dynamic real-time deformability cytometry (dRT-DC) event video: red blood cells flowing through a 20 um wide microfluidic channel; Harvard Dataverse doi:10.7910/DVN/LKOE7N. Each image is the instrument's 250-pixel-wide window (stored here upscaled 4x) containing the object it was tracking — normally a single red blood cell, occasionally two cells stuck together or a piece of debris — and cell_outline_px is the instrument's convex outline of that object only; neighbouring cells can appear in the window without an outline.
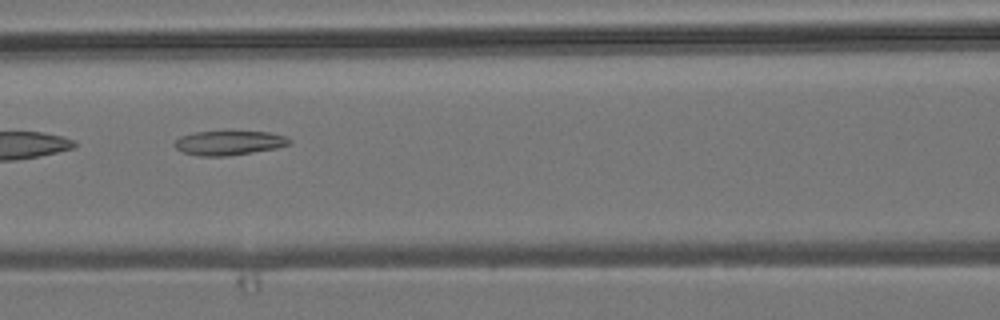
{"species": "common noctule bat (a hibernating species)", "species_latin": "Nyctalus noctula", "temperature_condition": "room temperature", "stored_images_in_passage": 6, "camera_frame_rate_fps": 3000, "um_per_image_px": 0.085, "animal": {"sex": "male", "body_mass_g": 19.2, "forearm_length_mm": 51.8}, "frame": {"image": 1, "passage_image": 3, "time_ms": 2.333, "image_size_px": [1000, 320], "cell_outline_px": [[292, 140], [288, 144], [276, 148], [228, 156], [200, 156], [184, 152], [176, 148], [172, 144], [180, 136], [196, 132], [268, 132], [288, 136]], "centroid_in_image_um": [19.46, 12.15], "position_along_channel_um": 147.1, "area_um2": 16.13}}
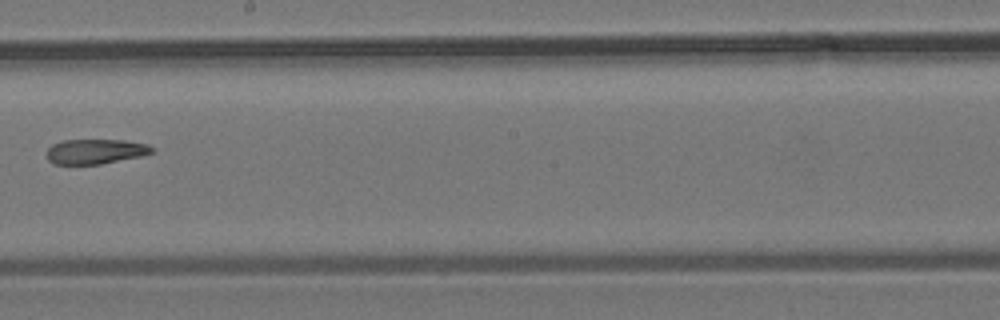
{"frame": {"image": 2, "passage_image": 5, "time_ms": 4.667, "image_size_px": [1000, 320], "cell_outline_px": [[156, 152], [140, 156], [100, 164], [52, 164], [48, 160], [48, 148], [52, 144], [64, 140], [124, 140], [148, 144], [156, 148]], "centroid_in_image_um": [8.15, 12.87], "position_along_channel_um": 240.0, "area_um2": 15.32}}
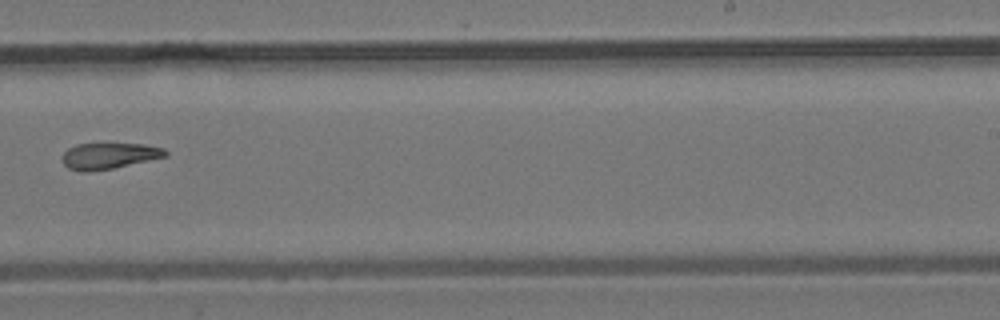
{"frame": {"image": 3, "passage_image": 6, "time_ms": 5.667, "image_size_px": [1000, 320], "cell_outline_px": [[168, 156], [112, 168], [88, 172], [84, 172], [68, 168], [64, 164], [64, 152], [68, 148], [76, 144], [144, 144], [164, 148], [168, 152]], "centroid_in_image_um": [9.29, 13.24], "position_along_channel_um": 279.7, "area_um2": 15.49}}